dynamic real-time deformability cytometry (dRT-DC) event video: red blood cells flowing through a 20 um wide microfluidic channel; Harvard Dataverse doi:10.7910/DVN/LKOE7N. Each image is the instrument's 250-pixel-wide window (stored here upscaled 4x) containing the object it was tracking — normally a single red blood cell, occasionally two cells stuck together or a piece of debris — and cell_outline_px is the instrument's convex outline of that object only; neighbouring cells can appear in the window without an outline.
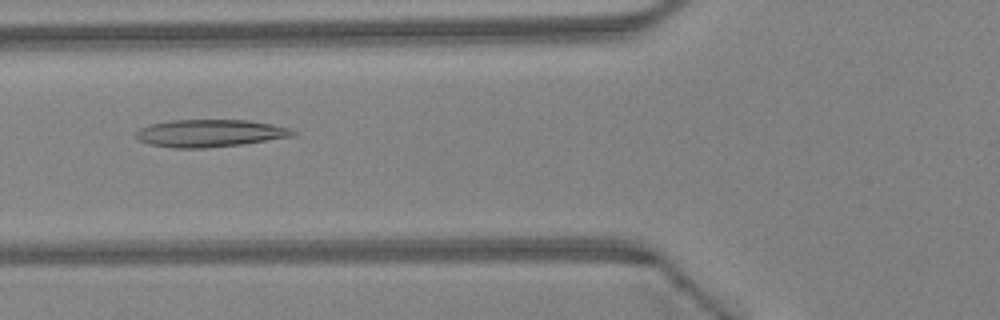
{"species": "Egyptian fruit bat (a non-hibernating species)", "species_latin": "Rousettus aegyptiacus", "temperature_condition": "warm", "stored_images_in_passage": 44, "camera_frame_rate_fps": 3000, "um_per_image_px": 0.085, "animal": {"sex": "female"}, "frame": {"image": 1, "passage_image": 17, "time_ms": 5.333, "image_size_px": [1000, 320], "cell_outline_px": [[300, 132], [292, 136], [240, 144], [204, 148], [172, 148], [148, 144], [136, 140], [132, 136], [140, 128], [152, 124], [172, 120], [248, 120], [272, 124], [292, 128]], "centroid_in_image_um": [17.81, 11.32], "position_along_channel_um": 108.0, "area_um2": 25.2}}
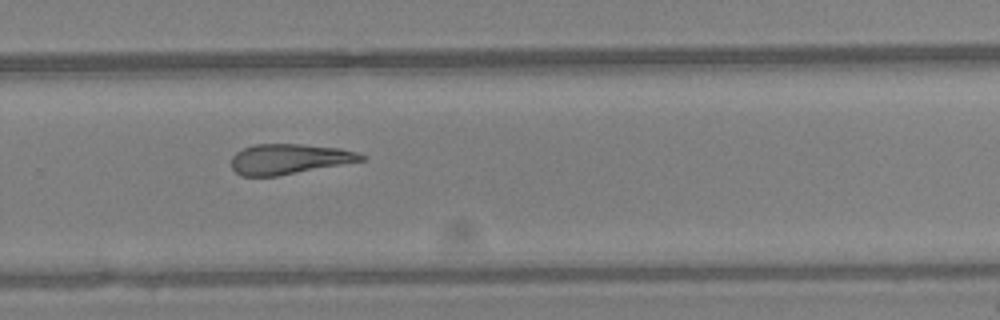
{"frame": {"image": 2, "passage_image": 30, "time_ms": 9.667, "image_size_px": [1000, 320], "cell_outline_px": [[368, 156], [364, 160], [276, 176], [244, 176], [236, 172], [232, 168], [232, 156], [236, 152], [244, 148], [256, 144], [300, 144], [340, 148], [356, 152]], "centroid_in_image_um": [24.57, 13.51], "position_along_channel_um": 305.2, "area_um2": 22.6}}
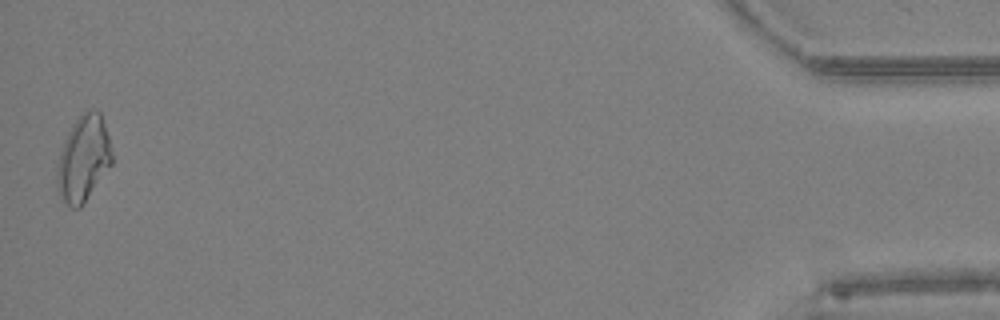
{"frame": {"image": 3, "passage_image": 44, "time_ms": 14.333, "image_size_px": [1000, 320], "cell_outline_px": [[112, 164], [80, 208], [72, 208], [64, 200], [56, 188], [56, 164], [64, 140], [72, 124], [80, 112], [92, 108], [100, 112], [108, 136], [112, 152]], "centroid_in_image_um": [7.07, 13.45], "position_along_channel_um": 428.1, "area_um2": 27.57}}